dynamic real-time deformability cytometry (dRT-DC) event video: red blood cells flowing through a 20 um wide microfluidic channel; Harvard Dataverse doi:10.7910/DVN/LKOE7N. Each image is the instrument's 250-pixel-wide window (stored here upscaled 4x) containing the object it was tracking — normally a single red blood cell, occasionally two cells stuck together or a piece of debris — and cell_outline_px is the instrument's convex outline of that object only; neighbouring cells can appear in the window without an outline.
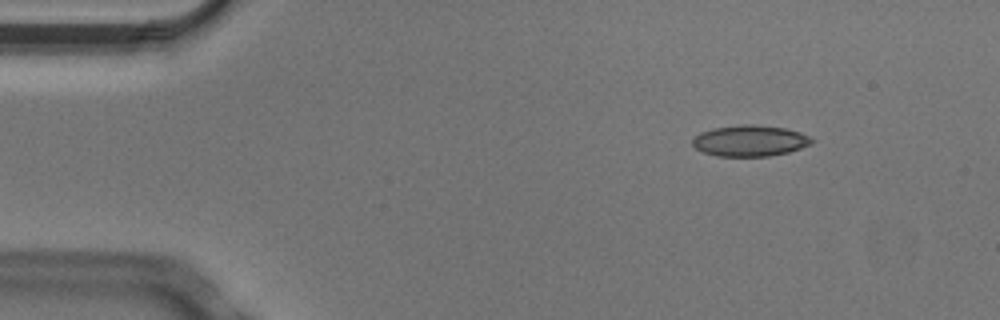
{"species": "Egyptian fruit bat (a non-hibernating species)", "species_latin": "Rousettus aegyptiacus", "temperature_condition": "cold", "stored_images_in_passage": 6, "camera_frame_rate_fps": 3000, "um_per_image_px": 0.085, "animal": {"sex": "male"}, "frame": {"image": 1, "passage_image": 1, "time_ms": 0.0, "image_size_px": [1000, 320], "cell_outline_px": [[812, 144], [788, 152], [768, 156], [716, 156], [704, 152], [696, 148], [692, 144], [692, 140], [700, 132], [712, 128], [740, 124], [752, 124], [784, 128], [800, 132], [808, 136], [812, 140]], "centroid_in_image_um": [63.72, 11.96], "position_along_channel_um": 21.3, "area_um2": 21.5}}
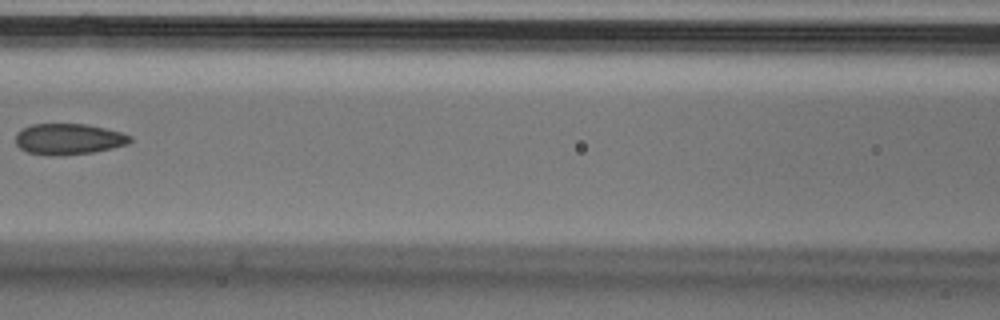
{"frame": {"image": 2, "passage_image": 5, "time_ms": 1.333, "image_size_px": [1000, 320], "cell_outline_px": [[132, 140], [128, 144], [112, 148], [92, 152], [64, 156], [52, 156], [28, 152], [20, 148], [16, 144], [16, 132], [32, 124], [84, 124], [104, 128], [120, 132], [132, 136]], "centroid_in_image_um": [5.83, 11.83], "position_along_channel_um": 160.8, "area_um2": 20.69}}
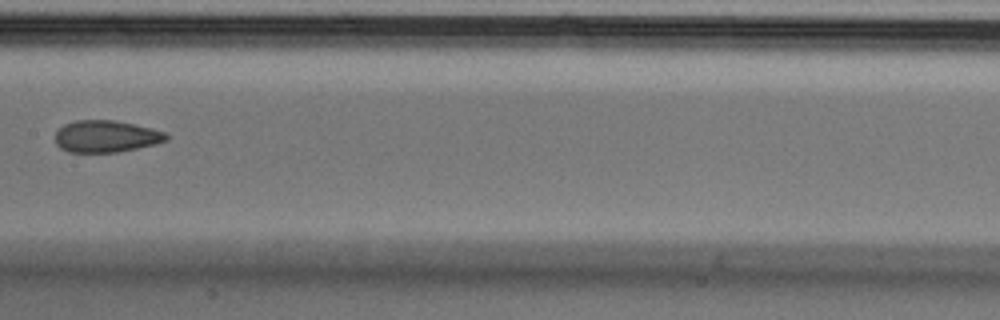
{"frame": {"image": 3, "passage_image": 6, "time_ms": 1.667, "image_size_px": [1000, 320], "cell_outline_px": [[168, 140], [156, 144], [116, 152], [68, 152], [60, 148], [56, 144], [56, 132], [64, 124], [76, 120], [116, 120], [136, 124], [152, 128], [164, 132], [168, 136]], "centroid_in_image_um": [9.02, 11.58], "position_along_channel_um": 198.4, "area_um2": 20.69}}